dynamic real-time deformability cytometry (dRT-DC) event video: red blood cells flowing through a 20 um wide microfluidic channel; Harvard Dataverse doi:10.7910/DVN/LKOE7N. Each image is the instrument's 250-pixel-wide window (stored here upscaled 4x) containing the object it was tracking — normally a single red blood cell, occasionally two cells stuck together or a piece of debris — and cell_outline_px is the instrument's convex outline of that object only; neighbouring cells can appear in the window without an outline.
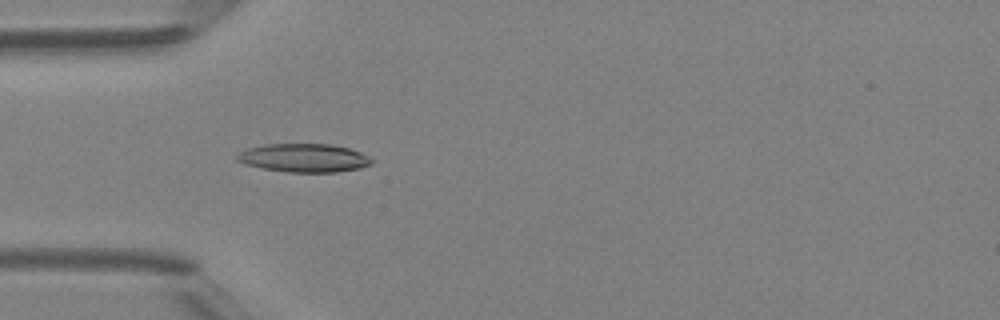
{"species": "Egyptian fruit bat (a non-hibernating species)", "species_latin": "Rousettus aegyptiacus", "temperature_condition": "room temperature", "stored_images_in_passage": 44, "camera_frame_rate_fps": 3000, "um_per_image_px": 0.085, "animal": {"sex": "female"}, "frame": {"image": 1, "passage_image": 11, "time_ms": 3.333, "image_size_px": [1000, 320], "cell_outline_px": [[372, 164], [360, 168], [336, 172], [288, 172], [264, 168], [244, 164], [236, 160], [236, 156], [240, 152], [248, 148], [264, 144], [332, 144], [348, 148], [360, 152], [368, 156], [372, 160]], "centroid_in_image_um": [25.83, 13.42], "position_along_channel_um": 59.2, "area_um2": 22.25}}
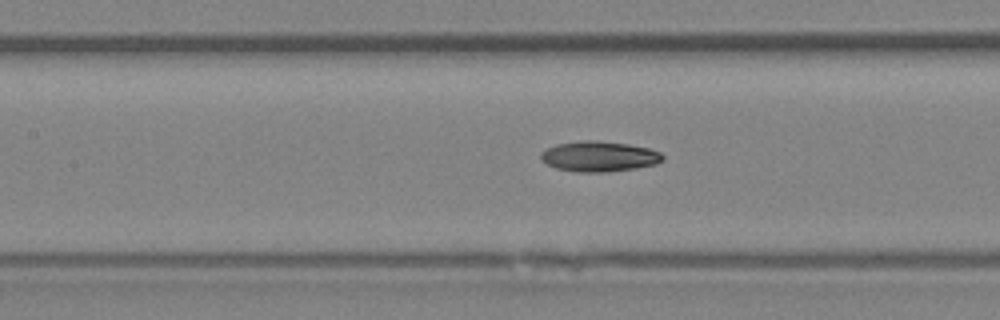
{"frame": {"image": 2, "passage_image": 18, "time_ms": 5.667, "image_size_px": [1000, 320], "cell_outline_px": [[664, 160], [656, 164], [636, 168], [608, 172], [576, 172], [556, 168], [540, 160], [540, 152], [556, 144], [580, 140], [596, 140], [628, 144], [648, 148], [660, 152], [664, 156]], "centroid_in_image_um": [50.92, 13.29], "position_along_channel_um": 156.5, "area_um2": 21.73}}
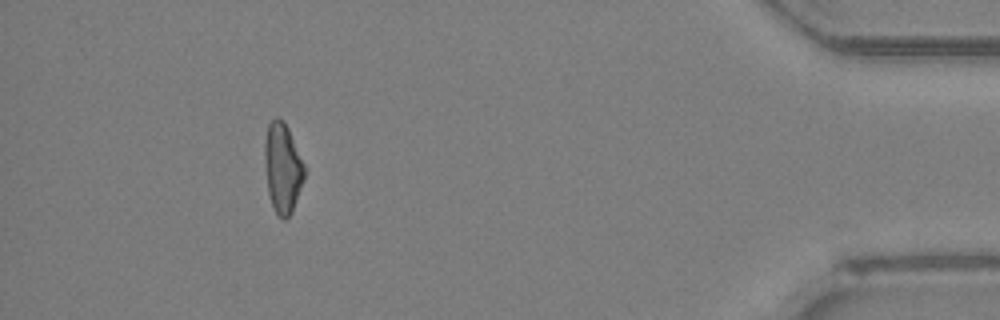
{"frame": {"image": 3, "passage_image": 40, "time_ms": 13.0, "image_size_px": [1000, 320], "cell_outline_px": [[304, 180], [292, 212], [284, 220], [276, 212], [272, 204], [268, 192], [264, 160], [264, 140], [268, 124], [276, 116], [288, 128], [304, 164]], "centroid_in_image_um": [24.01, 14.27], "position_along_channel_um": 411.2, "area_um2": 20.58}, "authors_computed_cell_mechanics": {"area_um2": 21.0681, "velocity_mm_per_s": 4.3034, "shape_relaxation_time_tau1_ms": 4.7669, "shape_relaxation_time_tau2_ms": 10.4379, "deformation_change_tau1": 0.1398, "deformation_change_tau2": 0.1849}}